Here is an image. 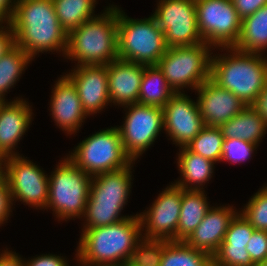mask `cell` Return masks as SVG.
I'll list each match as a JSON object with an SVG mask.
<instances>
[{
    "label": "cell",
    "instance_id": "cell-1",
    "mask_svg": "<svg viewBox=\"0 0 267 266\" xmlns=\"http://www.w3.org/2000/svg\"><path fill=\"white\" fill-rule=\"evenodd\" d=\"M10 25L15 45L34 59L39 52L67 51L68 34L55 13L52 0H16Z\"/></svg>",
    "mask_w": 267,
    "mask_h": 266
},
{
    "label": "cell",
    "instance_id": "cell-2",
    "mask_svg": "<svg viewBox=\"0 0 267 266\" xmlns=\"http://www.w3.org/2000/svg\"><path fill=\"white\" fill-rule=\"evenodd\" d=\"M142 233L138 213L115 224L82 228L75 257L80 265L123 266Z\"/></svg>",
    "mask_w": 267,
    "mask_h": 266
},
{
    "label": "cell",
    "instance_id": "cell-3",
    "mask_svg": "<svg viewBox=\"0 0 267 266\" xmlns=\"http://www.w3.org/2000/svg\"><path fill=\"white\" fill-rule=\"evenodd\" d=\"M218 49L226 50L227 55L213 54L211 79L220 87L232 92L246 106L253 105L267 82V57L234 47Z\"/></svg>",
    "mask_w": 267,
    "mask_h": 266
},
{
    "label": "cell",
    "instance_id": "cell-4",
    "mask_svg": "<svg viewBox=\"0 0 267 266\" xmlns=\"http://www.w3.org/2000/svg\"><path fill=\"white\" fill-rule=\"evenodd\" d=\"M117 6L105 7L101 15L82 23L68 34L65 59L80 65H107L118 59Z\"/></svg>",
    "mask_w": 267,
    "mask_h": 266
},
{
    "label": "cell",
    "instance_id": "cell-5",
    "mask_svg": "<svg viewBox=\"0 0 267 266\" xmlns=\"http://www.w3.org/2000/svg\"><path fill=\"white\" fill-rule=\"evenodd\" d=\"M118 7V58L145 66L157 65L168 47L164 32L155 18L151 15L144 19H133Z\"/></svg>",
    "mask_w": 267,
    "mask_h": 266
},
{
    "label": "cell",
    "instance_id": "cell-6",
    "mask_svg": "<svg viewBox=\"0 0 267 266\" xmlns=\"http://www.w3.org/2000/svg\"><path fill=\"white\" fill-rule=\"evenodd\" d=\"M49 175L46 210L51 209L58 221L84 216L89 198L91 176L69 158H63ZM67 219V220H66Z\"/></svg>",
    "mask_w": 267,
    "mask_h": 266
},
{
    "label": "cell",
    "instance_id": "cell-7",
    "mask_svg": "<svg viewBox=\"0 0 267 266\" xmlns=\"http://www.w3.org/2000/svg\"><path fill=\"white\" fill-rule=\"evenodd\" d=\"M211 49L215 50L205 42L167 48L157 66L175 93H183L184 88L190 87L196 90L211 78Z\"/></svg>",
    "mask_w": 267,
    "mask_h": 266
},
{
    "label": "cell",
    "instance_id": "cell-8",
    "mask_svg": "<svg viewBox=\"0 0 267 266\" xmlns=\"http://www.w3.org/2000/svg\"><path fill=\"white\" fill-rule=\"evenodd\" d=\"M74 148L67 158L91 177L127 168L133 163L125 153L117 127L97 131Z\"/></svg>",
    "mask_w": 267,
    "mask_h": 266
},
{
    "label": "cell",
    "instance_id": "cell-9",
    "mask_svg": "<svg viewBox=\"0 0 267 266\" xmlns=\"http://www.w3.org/2000/svg\"><path fill=\"white\" fill-rule=\"evenodd\" d=\"M197 27L203 41L213 48L234 47L242 19L231 0H195Z\"/></svg>",
    "mask_w": 267,
    "mask_h": 266
},
{
    "label": "cell",
    "instance_id": "cell-10",
    "mask_svg": "<svg viewBox=\"0 0 267 266\" xmlns=\"http://www.w3.org/2000/svg\"><path fill=\"white\" fill-rule=\"evenodd\" d=\"M124 108H127L124 124L117 128L125 153L135 163L163 131V108L139 103Z\"/></svg>",
    "mask_w": 267,
    "mask_h": 266
},
{
    "label": "cell",
    "instance_id": "cell-11",
    "mask_svg": "<svg viewBox=\"0 0 267 266\" xmlns=\"http://www.w3.org/2000/svg\"><path fill=\"white\" fill-rule=\"evenodd\" d=\"M5 180L12 202L21 201L31 208L46 209L49 177L43 169L22 155L5 158Z\"/></svg>",
    "mask_w": 267,
    "mask_h": 266
},
{
    "label": "cell",
    "instance_id": "cell-12",
    "mask_svg": "<svg viewBox=\"0 0 267 266\" xmlns=\"http://www.w3.org/2000/svg\"><path fill=\"white\" fill-rule=\"evenodd\" d=\"M152 16L164 32L167 47L204 43L197 27L195 0H158Z\"/></svg>",
    "mask_w": 267,
    "mask_h": 266
},
{
    "label": "cell",
    "instance_id": "cell-13",
    "mask_svg": "<svg viewBox=\"0 0 267 266\" xmlns=\"http://www.w3.org/2000/svg\"><path fill=\"white\" fill-rule=\"evenodd\" d=\"M181 199L182 188L172 183L158 195L147 211L139 213L143 232L145 228L142 237L176 241Z\"/></svg>",
    "mask_w": 267,
    "mask_h": 266
},
{
    "label": "cell",
    "instance_id": "cell-14",
    "mask_svg": "<svg viewBox=\"0 0 267 266\" xmlns=\"http://www.w3.org/2000/svg\"><path fill=\"white\" fill-rule=\"evenodd\" d=\"M164 130L176 146H187L205 126L197 102L175 93L163 107Z\"/></svg>",
    "mask_w": 267,
    "mask_h": 266
},
{
    "label": "cell",
    "instance_id": "cell-15",
    "mask_svg": "<svg viewBox=\"0 0 267 266\" xmlns=\"http://www.w3.org/2000/svg\"><path fill=\"white\" fill-rule=\"evenodd\" d=\"M75 86L82 108L90 115L110 104L106 65H80L65 75Z\"/></svg>",
    "mask_w": 267,
    "mask_h": 266
},
{
    "label": "cell",
    "instance_id": "cell-16",
    "mask_svg": "<svg viewBox=\"0 0 267 266\" xmlns=\"http://www.w3.org/2000/svg\"><path fill=\"white\" fill-rule=\"evenodd\" d=\"M196 92L197 106L205 126L219 127L246 106L237 96L220 87L211 78L200 85Z\"/></svg>",
    "mask_w": 267,
    "mask_h": 266
},
{
    "label": "cell",
    "instance_id": "cell-17",
    "mask_svg": "<svg viewBox=\"0 0 267 266\" xmlns=\"http://www.w3.org/2000/svg\"><path fill=\"white\" fill-rule=\"evenodd\" d=\"M55 83L51 92L50 115L58 128L69 135L75 134L88 116L73 83L65 75Z\"/></svg>",
    "mask_w": 267,
    "mask_h": 266
},
{
    "label": "cell",
    "instance_id": "cell-18",
    "mask_svg": "<svg viewBox=\"0 0 267 266\" xmlns=\"http://www.w3.org/2000/svg\"><path fill=\"white\" fill-rule=\"evenodd\" d=\"M26 99L0 101V157L20 155L14 150L32 123V107Z\"/></svg>",
    "mask_w": 267,
    "mask_h": 266
},
{
    "label": "cell",
    "instance_id": "cell-19",
    "mask_svg": "<svg viewBox=\"0 0 267 266\" xmlns=\"http://www.w3.org/2000/svg\"><path fill=\"white\" fill-rule=\"evenodd\" d=\"M254 231L238 212L231 220L218 251L212 256V266H252L254 263L246 246Z\"/></svg>",
    "mask_w": 267,
    "mask_h": 266
},
{
    "label": "cell",
    "instance_id": "cell-20",
    "mask_svg": "<svg viewBox=\"0 0 267 266\" xmlns=\"http://www.w3.org/2000/svg\"><path fill=\"white\" fill-rule=\"evenodd\" d=\"M233 206H212L202 222L185 240L197 249L208 253L211 257L218 251L231 220L238 213Z\"/></svg>",
    "mask_w": 267,
    "mask_h": 266
},
{
    "label": "cell",
    "instance_id": "cell-21",
    "mask_svg": "<svg viewBox=\"0 0 267 266\" xmlns=\"http://www.w3.org/2000/svg\"><path fill=\"white\" fill-rule=\"evenodd\" d=\"M106 66L110 103L122 108L138 103L145 65L118 58Z\"/></svg>",
    "mask_w": 267,
    "mask_h": 266
},
{
    "label": "cell",
    "instance_id": "cell-22",
    "mask_svg": "<svg viewBox=\"0 0 267 266\" xmlns=\"http://www.w3.org/2000/svg\"><path fill=\"white\" fill-rule=\"evenodd\" d=\"M177 157L178 170L182 178L174 184L186 190H204V185L211 180L214 173L215 163L190 151L186 146L179 148Z\"/></svg>",
    "mask_w": 267,
    "mask_h": 266
},
{
    "label": "cell",
    "instance_id": "cell-23",
    "mask_svg": "<svg viewBox=\"0 0 267 266\" xmlns=\"http://www.w3.org/2000/svg\"><path fill=\"white\" fill-rule=\"evenodd\" d=\"M219 128L224 139L238 138L259 146L267 133V122L252 105H247Z\"/></svg>",
    "mask_w": 267,
    "mask_h": 266
},
{
    "label": "cell",
    "instance_id": "cell-24",
    "mask_svg": "<svg viewBox=\"0 0 267 266\" xmlns=\"http://www.w3.org/2000/svg\"><path fill=\"white\" fill-rule=\"evenodd\" d=\"M205 190L182 188L181 211L178 220L176 241H185L204 219L211 208Z\"/></svg>",
    "mask_w": 267,
    "mask_h": 266
},
{
    "label": "cell",
    "instance_id": "cell-25",
    "mask_svg": "<svg viewBox=\"0 0 267 266\" xmlns=\"http://www.w3.org/2000/svg\"><path fill=\"white\" fill-rule=\"evenodd\" d=\"M95 175L91 178L89 198L127 199L132 187V168Z\"/></svg>",
    "mask_w": 267,
    "mask_h": 266
},
{
    "label": "cell",
    "instance_id": "cell-26",
    "mask_svg": "<svg viewBox=\"0 0 267 266\" xmlns=\"http://www.w3.org/2000/svg\"><path fill=\"white\" fill-rule=\"evenodd\" d=\"M234 48L264 54L267 50V4L242 19L241 33Z\"/></svg>",
    "mask_w": 267,
    "mask_h": 266
},
{
    "label": "cell",
    "instance_id": "cell-27",
    "mask_svg": "<svg viewBox=\"0 0 267 266\" xmlns=\"http://www.w3.org/2000/svg\"><path fill=\"white\" fill-rule=\"evenodd\" d=\"M175 94L157 65L145 66L138 103L163 108Z\"/></svg>",
    "mask_w": 267,
    "mask_h": 266
},
{
    "label": "cell",
    "instance_id": "cell-28",
    "mask_svg": "<svg viewBox=\"0 0 267 266\" xmlns=\"http://www.w3.org/2000/svg\"><path fill=\"white\" fill-rule=\"evenodd\" d=\"M127 202L128 199L88 198L83 228L107 226L130 217L121 214Z\"/></svg>",
    "mask_w": 267,
    "mask_h": 266
},
{
    "label": "cell",
    "instance_id": "cell-29",
    "mask_svg": "<svg viewBox=\"0 0 267 266\" xmlns=\"http://www.w3.org/2000/svg\"><path fill=\"white\" fill-rule=\"evenodd\" d=\"M160 266H212V257L189 246L185 241L164 239Z\"/></svg>",
    "mask_w": 267,
    "mask_h": 266
},
{
    "label": "cell",
    "instance_id": "cell-30",
    "mask_svg": "<svg viewBox=\"0 0 267 266\" xmlns=\"http://www.w3.org/2000/svg\"><path fill=\"white\" fill-rule=\"evenodd\" d=\"M55 13L63 29L69 34L82 23L96 17L97 0H52Z\"/></svg>",
    "mask_w": 267,
    "mask_h": 266
},
{
    "label": "cell",
    "instance_id": "cell-31",
    "mask_svg": "<svg viewBox=\"0 0 267 266\" xmlns=\"http://www.w3.org/2000/svg\"><path fill=\"white\" fill-rule=\"evenodd\" d=\"M33 59L21 47L14 45L0 58V101H5V95L19 81L22 72Z\"/></svg>",
    "mask_w": 267,
    "mask_h": 266
},
{
    "label": "cell",
    "instance_id": "cell-32",
    "mask_svg": "<svg viewBox=\"0 0 267 266\" xmlns=\"http://www.w3.org/2000/svg\"><path fill=\"white\" fill-rule=\"evenodd\" d=\"M223 143L224 136L219 127L204 126L186 147L190 151L218 163L222 157Z\"/></svg>",
    "mask_w": 267,
    "mask_h": 266
},
{
    "label": "cell",
    "instance_id": "cell-33",
    "mask_svg": "<svg viewBox=\"0 0 267 266\" xmlns=\"http://www.w3.org/2000/svg\"><path fill=\"white\" fill-rule=\"evenodd\" d=\"M164 239L141 238L123 266H160Z\"/></svg>",
    "mask_w": 267,
    "mask_h": 266
},
{
    "label": "cell",
    "instance_id": "cell-34",
    "mask_svg": "<svg viewBox=\"0 0 267 266\" xmlns=\"http://www.w3.org/2000/svg\"><path fill=\"white\" fill-rule=\"evenodd\" d=\"M255 230L267 231V184L239 211Z\"/></svg>",
    "mask_w": 267,
    "mask_h": 266
},
{
    "label": "cell",
    "instance_id": "cell-35",
    "mask_svg": "<svg viewBox=\"0 0 267 266\" xmlns=\"http://www.w3.org/2000/svg\"><path fill=\"white\" fill-rule=\"evenodd\" d=\"M257 145L245 141L242 139H224L223 149H222V161H227L231 163H242L251 159L254 151H257Z\"/></svg>",
    "mask_w": 267,
    "mask_h": 266
},
{
    "label": "cell",
    "instance_id": "cell-36",
    "mask_svg": "<svg viewBox=\"0 0 267 266\" xmlns=\"http://www.w3.org/2000/svg\"><path fill=\"white\" fill-rule=\"evenodd\" d=\"M246 250L254 264L267 262V231L255 230L248 241Z\"/></svg>",
    "mask_w": 267,
    "mask_h": 266
},
{
    "label": "cell",
    "instance_id": "cell-37",
    "mask_svg": "<svg viewBox=\"0 0 267 266\" xmlns=\"http://www.w3.org/2000/svg\"><path fill=\"white\" fill-rule=\"evenodd\" d=\"M13 204L8 184L4 180L0 184V227L9 220L8 217H10V212H12Z\"/></svg>",
    "mask_w": 267,
    "mask_h": 266
},
{
    "label": "cell",
    "instance_id": "cell-38",
    "mask_svg": "<svg viewBox=\"0 0 267 266\" xmlns=\"http://www.w3.org/2000/svg\"><path fill=\"white\" fill-rule=\"evenodd\" d=\"M241 19L258 11L267 4V0H231Z\"/></svg>",
    "mask_w": 267,
    "mask_h": 266
},
{
    "label": "cell",
    "instance_id": "cell-39",
    "mask_svg": "<svg viewBox=\"0 0 267 266\" xmlns=\"http://www.w3.org/2000/svg\"><path fill=\"white\" fill-rule=\"evenodd\" d=\"M68 261L63 256L54 254H42L36 256L31 260H25V266H69Z\"/></svg>",
    "mask_w": 267,
    "mask_h": 266
},
{
    "label": "cell",
    "instance_id": "cell-40",
    "mask_svg": "<svg viewBox=\"0 0 267 266\" xmlns=\"http://www.w3.org/2000/svg\"><path fill=\"white\" fill-rule=\"evenodd\" d=\"M3 24L5 23H0V58L15 45L10 23H6V26H3Z\"/></svg>",
    "mask_w": 267,
    "mask_h": 266
},
{
    "label": "cell",
    "instance_id": "cell-41",
    "mask_svg": "<svg viewBox=\"0 0 267 266\" xmlns=\"http://www.w3.org/2000/svg\"><path fill=\"white\" fill-rule=\"evenodd\" d=\"M0 266H25V263L18 253L6 248L0 253Z\"/></svg>",
    "mask_w": 267,
    "mask_h": 266
},
{
    "label": "cell",
    "instance_id": "cell-42",
    "mask_svg": "<svg viewBox=\"0 0 267 266\" xmlns=\"http://www.w3.org/2000/svg\"><path fill=\"white\" fill-rule=\"evenodd\" d=\"M16 0H0V23H10Z\"/></svg>",
    "mask_w": 267,
    "mask_h": 266
},
{
    "label": "cell",
    "instance_id": "cell-43",
    "mask_svg": "<svg viewBox=\"0 0 267 266\" xmlns=\"http://www.w3.org/2000/svg\"><path fill=\"white\" fill-rule=\"evenodd\" d=\"M252 106L260 113V115L267 122V82L265 84L264 90Z\"/></svg>",
    "mask_w": 267,
    "mask_h": 266
},
{
    "label": "cell",
    "instance_id": "cell-44",
    "mask_svg": "<svg viewBox=\"0 0 267 266\" xmlns=\"http://www.w3.org/2000/svg\"><path fill=\"white\" fill-rule=\"evenodd\" d=\"M5 180V158L0 157V184Z\"/></svg>",
    "mask_w": 267,
    "mask_h": 266
},
{
    "label": "cell",
    "instance_id": "cell-45",
    "mask_svg": "<svg viewBox=\"0 0 267 266\" xmlns=\"http://www.w3.org/2000/svg\"><path fill=\"white\" fill-rule=\"evenodd\" d=\"M252 266H267L266 264H253Z\"/></svg>",
    "mask_w": 267,
    "mask_h": 266
}]
</instances>
